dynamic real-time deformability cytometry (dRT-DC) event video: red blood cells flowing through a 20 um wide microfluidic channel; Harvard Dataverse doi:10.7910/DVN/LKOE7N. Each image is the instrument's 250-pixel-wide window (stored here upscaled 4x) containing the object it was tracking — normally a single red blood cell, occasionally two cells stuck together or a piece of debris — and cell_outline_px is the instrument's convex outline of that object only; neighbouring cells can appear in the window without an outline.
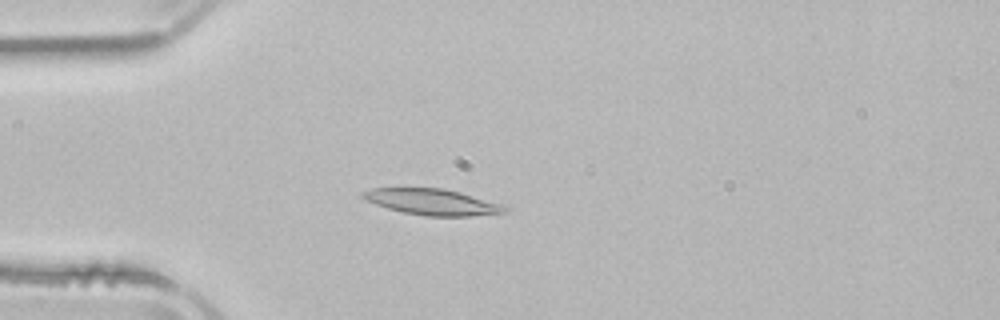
{"species": "common noctule bat (a hibernating species)", "species_latin": "Nyctalus noctula", "temperature_condition": "room temperature", "stored_images_in_passage": 36, "camera_frame_rate_fps": 3000, "um_per_image_px": 0.085, "animal": {"sex": "male", "body_mass_g": 21.5, "forearm_length_mm": 52.0}, "frame": {"image": 1, "passage_image": 14, "time_ms": 4.333, "image_size_px": [1000, 320], "cell_outline_px": [[512, 208], [508, 212], [468, 216], [424, 216], [404, 212], [388, 208], [364, 200], [360, 196], [364, 192], [372, 188], [400, 184], [444, 188], [460, 192], [504, 204]], "centroid_in_image_um": [36.7, 17.11], "position_along_channel_um": 48.3, "area_um2": 22.72}}
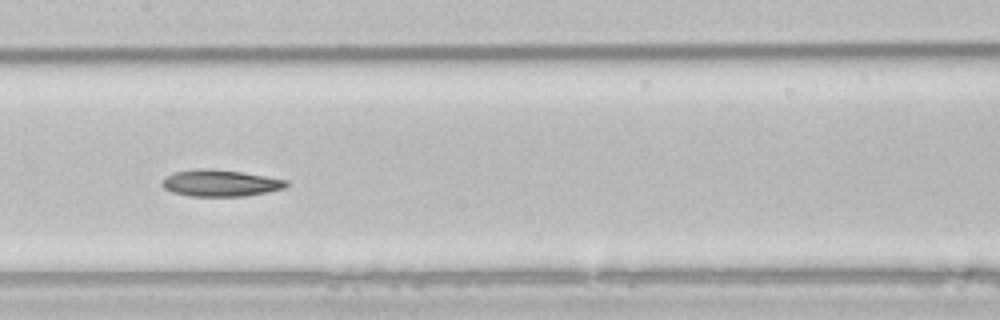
{"frame": {"image": 2, "passage_image": 26, "time_ms": 8.333, "image_size_px": [1000, 320], "cell_outline_px": [[288, 184], [284, 188], [268, 192], [244, 196], [192, 196], [172, 192], [164, 188], [160, 184], [164, 176], [176, 172], [196, 168], [208, 168], [240, 172], [288, 180]], "centroid_in_image_um": [18.69, 15.56], "position_along_channel_um": 188.7, "area_um2": 19.25}}
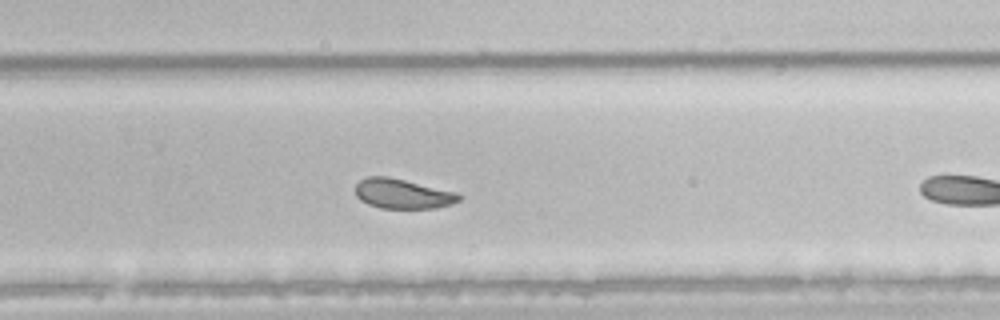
{"frame": {"image": 3, "passage_image": 35, "time_ms": 11.333, "image_size_px": [1000, 320], "cell_outline_px": [[460, 200], [452, 204], [436, 208], [380, 208], [368, 204], [360, 200], [356, 196], [356, 184], [360, 180], [368, 176], [388, 176], [456, 192], [460, 196]], "centroid_in_image_um": [34.2, 16.47], "position_along_channel_um": 295.6, "area_um2": 17.92}}